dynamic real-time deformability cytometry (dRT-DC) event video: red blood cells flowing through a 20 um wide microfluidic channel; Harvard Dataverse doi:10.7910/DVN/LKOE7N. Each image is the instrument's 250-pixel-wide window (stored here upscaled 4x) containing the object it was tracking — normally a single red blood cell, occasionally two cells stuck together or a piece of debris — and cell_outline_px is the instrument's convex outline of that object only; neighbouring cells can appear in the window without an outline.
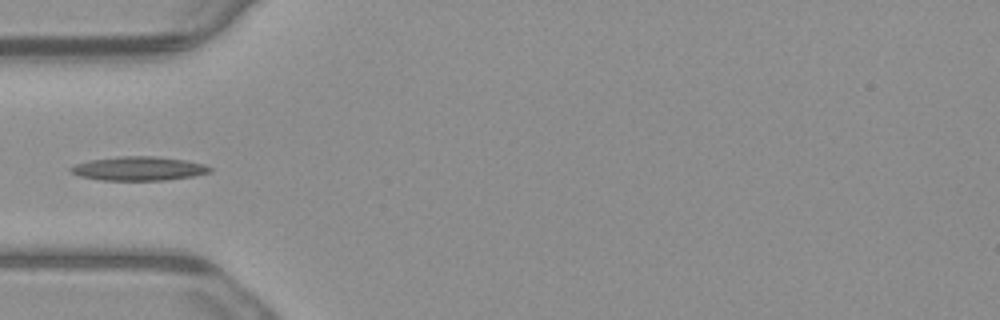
{"species": "common noctule bat (a hibernating species)", "species_latin": "Nyctalus noctula", "temperature_condition": "warm", "stored_images_in_passage": 6, "camera_frame_rate_fps": 3000, "um_per_image_px": 0.085, "animal": {"sex": "male", "body_mass_g": 23.1, "forearm_length_mm": 52.7}, "frame": {"image": 1, "passage_image": 5, "time_ms": 1.333, "image_size_px": [1000, 320], "cell_outline_px": [[212, 172], [192, 176], [164, 180], [100, 180], [80, 176], [72, 172], [68, 168], [76, 164], [92, 160], [120, 156], [152, 156], [184, 160], [204, 164], [212, 168]], "centroid_in_image_um": [11.8, 14.33], "position_along_channel_um": 73.2, "area_um2": 19.19}}
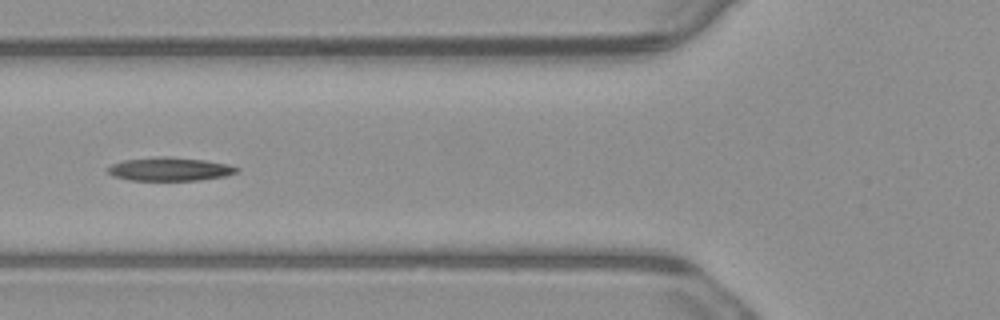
{"frame": {"image": 2, "passage_image": 6, "time_ms": 1.667, "image_size_px": [1000, 320], "cell_outline_px": [[240, 168], [236, 172], [224, 176], [200, 180], [128, 180], [112, 176], [108, 172], [108, 168], [112, 164], [124, 160], [156, 156], [168, 156], [204, 160], [228, 164]], "centroid_in_image_um": [14.41, 14.37], "position_along_channel_um": 111.4, "area_um2": 17.63}}